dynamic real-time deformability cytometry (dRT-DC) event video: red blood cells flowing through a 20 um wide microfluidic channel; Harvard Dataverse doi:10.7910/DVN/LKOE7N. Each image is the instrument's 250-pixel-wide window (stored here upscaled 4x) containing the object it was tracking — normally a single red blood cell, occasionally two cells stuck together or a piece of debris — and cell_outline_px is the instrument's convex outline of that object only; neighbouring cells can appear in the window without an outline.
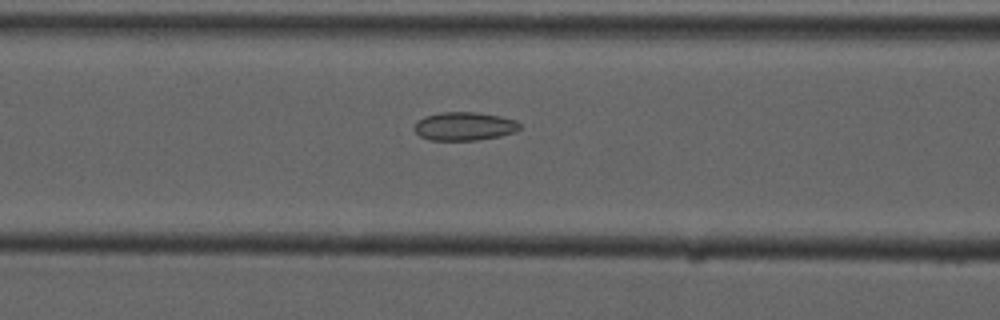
{"species": "common noctule bat (a hibernating species)", "species_latin": "Nyctalus noctula", "temperature_condition": "cold", "stored_images_in_passage": 5, "segment_of_instrument_passage": [1, 2], "camera_frame_rate_fps": 3000, "um_per_image_px": 0.085, "animal": {"sex": "male", "forearm_length_mm": 52.5}, "frame": {"image": 1, "passage_image": 4, "time_ms": 4.333, "image_size_px": [1000, 320], "cell_outline_px": [[520, 128], [516, 132], [500, 136], [476, 140], [432, 140], [420, 136], [412, 128], [416, 120], [424, 116], [440, 112], [476, 112], [500, 116], [516, 120], [520, 124]], "centroid_in_image_um": [39.44, 10.72], "position_along_channel_um": 127.2, "area_um2": 17.63}}